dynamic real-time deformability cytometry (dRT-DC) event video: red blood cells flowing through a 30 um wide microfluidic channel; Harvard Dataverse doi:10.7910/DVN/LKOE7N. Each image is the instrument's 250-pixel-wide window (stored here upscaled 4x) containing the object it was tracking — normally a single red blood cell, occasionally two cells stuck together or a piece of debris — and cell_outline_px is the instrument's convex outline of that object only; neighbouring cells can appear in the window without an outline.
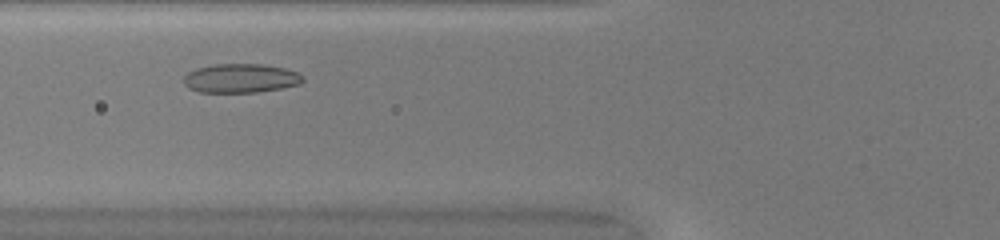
{"species": "common noctule bat (a hibernating species)", "species_latin": "Nyctalus noctula", "temperature_condition": "warm", "stored_images_in_passage": 30, "camera_frame_rate_fps": 3000, "um_per_image_px": 0.085, "animal": {"sex": "female", "body_mass_g": 20.0, "forearm_length_mm": 54.0}, "frame": {"image": 1, "passage_image": 7, "time_ms": 2.0, "image_size_px": [1000, 240], "cell_outline_px": [[304, 80], [300, 84], [280, 88], [256, 92], [196, 92], [188, 88], [184, 84], [184, 76], [188, 72], [196, 68], [216, 64], [264, 64], [284, 68], [296, 72], [304, 76]], "centroid_in_image_um": [20.44, 6.65], "position_along_channel_um": 105.4, "area_um2": 20.17}}
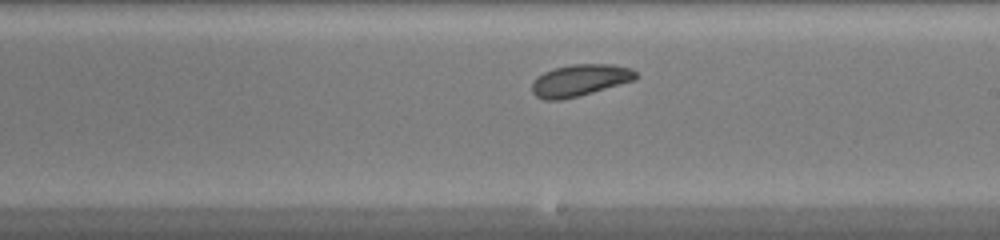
{"frame": {"image": 2, "passage_image": 17, "time_ms": 5.333, "image_size_px": [1000, 240], "cell_outline_px": [[636, 80], [592, 92], [560, 100], [544, 100], [536, 96], [532, 92], [532, 84], [536, 76], [552, 68], [572, 64], [612, 64], [632, 68], [636, 72]], "centroid_in_image_um": [49.27, 6.81], "position_along_channel_um": 239.7, "area_um2": 19.25}}
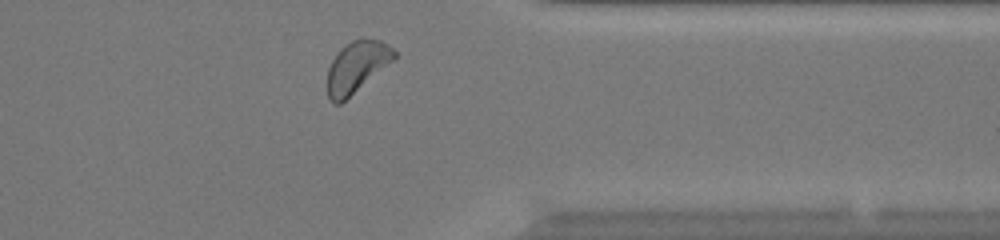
{"frame": {"image": 3, "passage_image": 28, "time_ms": 9.0, "image_size_px": [1000, 240], "cell_outline_px": [[396, 56], [392, 60], [340, 104], [332, 104], [328, 96], [328, 68], [332, 60], [340, 48], [352, 40], [360, 36], [364, 36], [380, 40], [392, 48], [396, 52]], "centroid_in_image_um": [30.29, 5.64], "position_along_channel_um": 381.1, "area_um2": 19.71}, "authors_computed_cell_mechanics": {"area_um2": 19.2474, "velocity_mm_per_s": 4.0458, "shape_relaxation_time_tau1_ms": 7.5525, "shape_relaxation_time_tau2_ms": null, "deformation_change_tau1": 0.1421, "deformation_change_tau2": null}}